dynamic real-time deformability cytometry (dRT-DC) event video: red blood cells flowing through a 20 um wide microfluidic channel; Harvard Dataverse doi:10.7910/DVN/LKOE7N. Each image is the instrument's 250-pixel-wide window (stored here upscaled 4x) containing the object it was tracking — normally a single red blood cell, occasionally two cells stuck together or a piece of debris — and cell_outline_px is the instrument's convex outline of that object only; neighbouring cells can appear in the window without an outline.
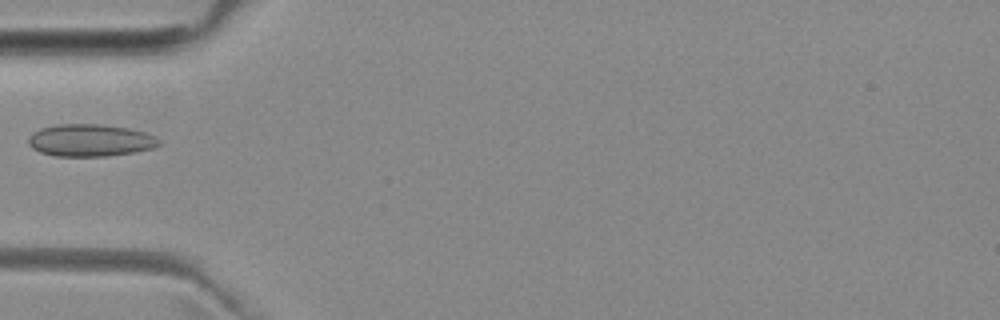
{"species": "common noctule bat (a hibernating species)", "species_latin": "Nyctalus noctula", "temperature_condition": "room temperature", "stored_images_in_passage": 4, "camera_frame_rate_fps": 3000, "um_per_image_px": 0.085, "animal": {"sex": "female", "body_mass_g": 29.2, "forearm_length_mm": 56.3}, "frame": {"image": 1, "passage_image": 4, "time_ms": 3.667, "image_size_px": [1000, 320], "cell_outline_px": [[160, 144], [152, 148], [136, 152], [108, 156], [56, 156], [40, 152], [32, 148], [28, 144], [28, 136], [32, 132], [40, 128], [56, 124], [100, 124], [128, 128], [148, 132], [156, 136], [160, 140]], "centroid_in_image_um": [7.67, 11.92], "position_along_channel_um": 77.3, "area_um2": 24.85}}